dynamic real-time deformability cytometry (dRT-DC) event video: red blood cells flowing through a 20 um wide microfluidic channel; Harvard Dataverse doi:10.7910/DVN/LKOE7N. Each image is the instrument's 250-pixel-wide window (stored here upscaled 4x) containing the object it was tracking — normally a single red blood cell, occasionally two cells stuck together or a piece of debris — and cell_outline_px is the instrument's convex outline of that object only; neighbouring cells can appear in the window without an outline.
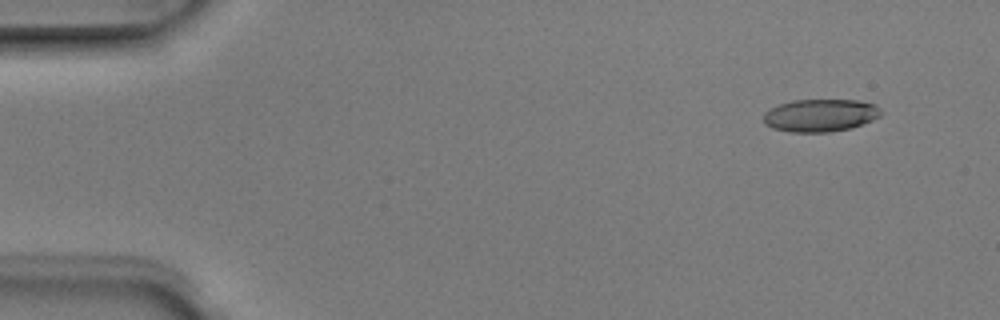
{"species": "Egyptian fruit bat (a non-hibernating species)", "species_latin": "Rousettus aegyptiacus", "temperature_condition": "room temperature", "stored_images_in_passage": 5, "camera_frame_rate_fps": 3000, "um_per_image_px": 0.085, "animal": {"sex": "male"}, "frame": {"image": 1, "passage_image": 1, "time_ms": 0.0, "image_size_px": [1000, 320], "cell_outline_px": [[880, 116], [872, 120], [852, 128], [828, 132], [792, 132], [772, 128], [764, 124], [764, 112], [780, 104], [792, 100], [856, 100], [876, 104], [880, 108]], "centroid_in_image_um": [69.73, 9.8], "position_along_channel_um": 15.3, "area_um2": 22.31}}
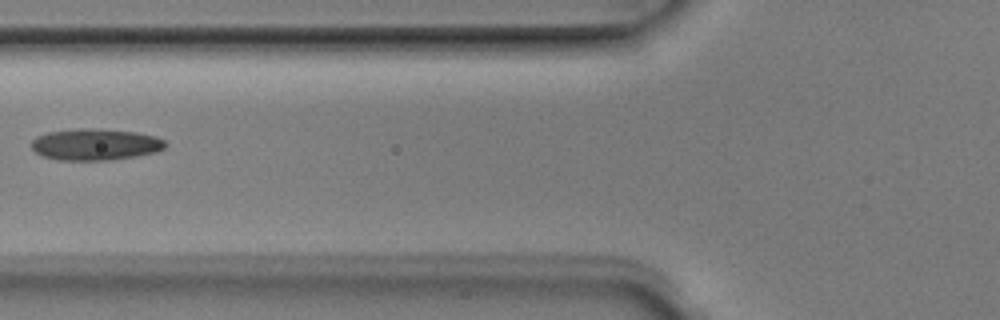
{"frame": {"image": 2, "passage_image": 5, "time_ms": 1.333, "image_size_px": [1000, 320], "cell_outline_px": [[168, 144], [164, 148], [156, 152], [136, 156], [112, 160], [56, 160], [40, 156], [32, 148], [32, 140], [36, 136], [48, 132], [76, 128], [100, 128], [136, 132], [156, 136], [164, 140]], "centroid_in_image_um": [8.1, 12.27], "position_along_channel_um": 117.7, "area_um2": 24.97}}